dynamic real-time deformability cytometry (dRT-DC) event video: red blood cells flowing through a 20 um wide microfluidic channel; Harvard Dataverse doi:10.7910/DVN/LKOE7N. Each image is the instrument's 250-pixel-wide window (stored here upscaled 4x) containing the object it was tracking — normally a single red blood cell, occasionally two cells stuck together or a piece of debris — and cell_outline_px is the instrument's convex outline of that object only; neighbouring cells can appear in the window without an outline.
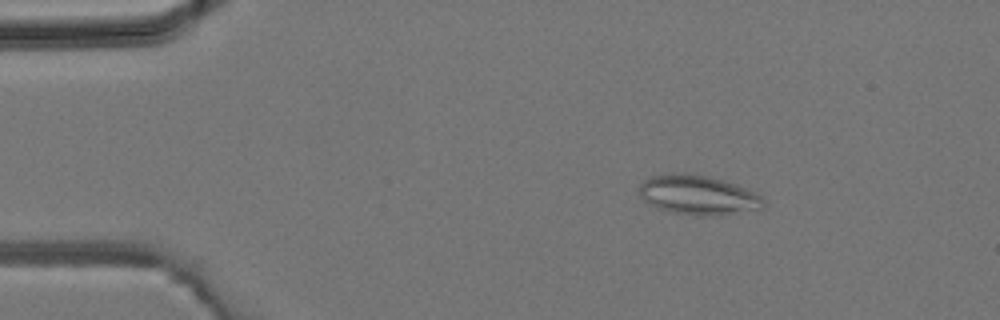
{"species": "common noctule bat (a hibernating species)", "species_latin": "Nyctalus noctula", "temperature_condition": "room temperature", "stored_images_in_passage": 43, "camera_frame_rate_fps": 3000, "um_per_image_px": 0.085, "animal": {"sex": "male", "body_mass_g": 19.2, "forearm_length_mm": 51.8}, "frame": {"image": 1, "passage_image": 7, "time_ms": 2.0, "image_size_px": [1000, 320], "cell_outline_px": [[764, 204], [760, 208], [720, 216], [692, 216], [672, 212], [656, 208], [648, 204], [640, 196], [640, 184], [644, 180], [652, 176], [672, 172], [708, 176], [736, 184], [748, 188], [760, 196], [764, 200]], "centroid_in_image_um": [59.31, 16.59], "position_along_channel_um": 25.7, "area_um2": 28.73}}
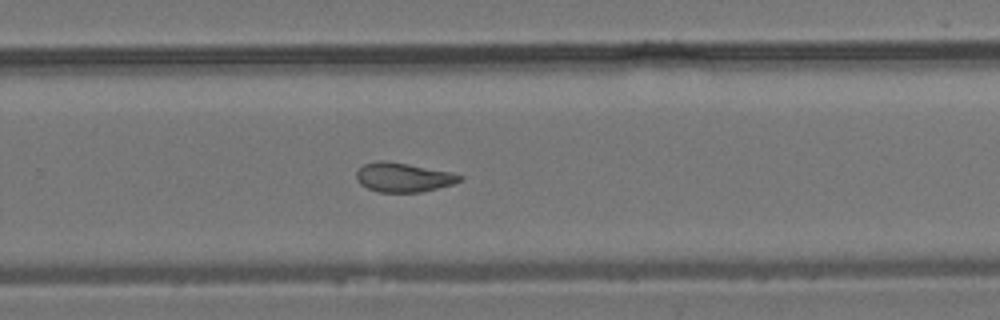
{"frame": {"image": 2, "passage_image": 28, "time_ms": 9.0, "image_size_px": [1000, 320], "cell_outline_px": [[464, 176], [460, 180], [452, 184], [420, 192], [380, 192], [368, 188], [360, 184], [356, 180], [356, 172], [364, 164], [376, 160], [388, 160], [452, 172]], "centroid_in_image_um": [34.25, 15.05], "position_along_channel_um": 295.5, "area_um2": 17.63}}
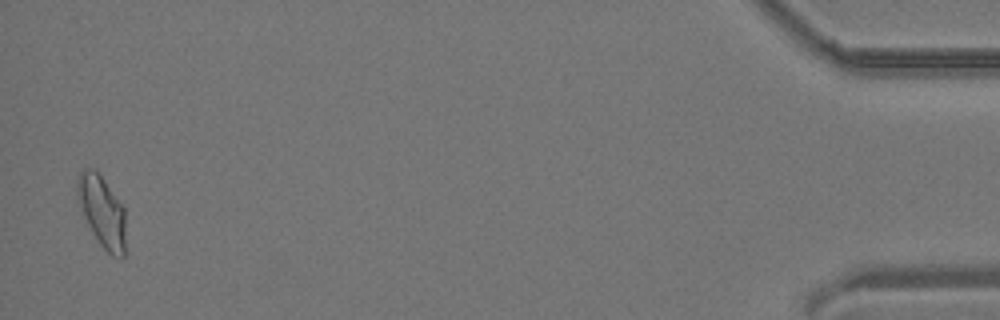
{"frame": {"image": 3, "passage_image": 42, "time_ms": 13.667, "image_size_px": [1000, 320], "cell_outline_px": [[124, 256], [112, 256], [100, 244], [92, 232], [84, 216], [76, 192], [76, 180], [80, 172], [84, 168], [96, 168], [124, 208]], "centroid_in_image_um": [8.64, 17.91], "position_along_channel_um": 426.6, "area_um2": 19.77}}